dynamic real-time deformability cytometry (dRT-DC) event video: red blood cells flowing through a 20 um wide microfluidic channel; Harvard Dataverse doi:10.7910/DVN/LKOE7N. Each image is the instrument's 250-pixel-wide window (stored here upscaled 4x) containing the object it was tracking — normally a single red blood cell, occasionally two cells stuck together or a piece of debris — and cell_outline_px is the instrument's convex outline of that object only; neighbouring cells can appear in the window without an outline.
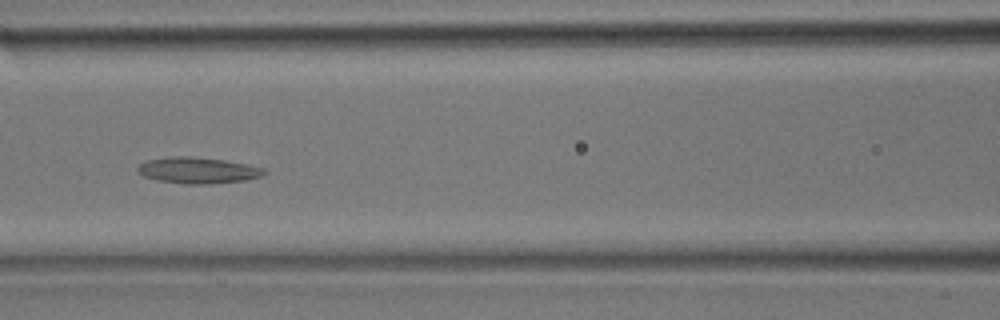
{"species": "common noctule bat (a hibernating species)", "species_latin": "Nyctalus noctula", "temperature_condition": "room temperature", "stored_images_in_passage": 35, "camera_frame_rate_fps": 3000, "um_per_image_px": 0.085, "animal": {"sex": "male", "body_mass_g": 17.9}, "frame": {"image": 1, "passage_image": 15, "time_ms": 4.667, "image_size_px": [1000, 320], "cell_outline_px": [[268, 172], [260, 176], [244, 180], [208, 184], [184, 184], [156, 180], [144, 176], [136, 172], [136, 168], [140, 164], [148, 160], [168, 156], [192, 156], [224, 160], [248, 164], [264, 168]], "centroid_in_image_um": [16.79, 14.47], "position_along_channel_um": 149.8, "area_um2": 19.42}}
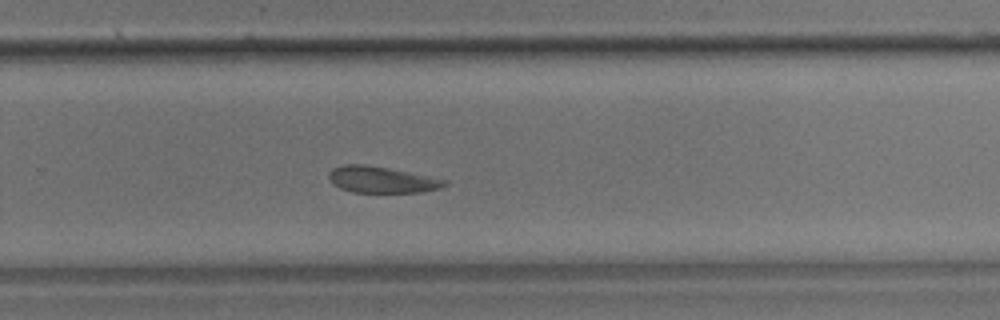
{"frame": {"image": 2, "passage_image": 23, "time_ms": 7.333, "image_size_px": [1000, 320], "cell_outline_px": [[448, 184], [440, 188], [420, 192], [352, 192], [340, 188], [332, 184], [328, 180], [328, 172], [332, 168], [344, 164], [364, 164], [388, 168], [448, 180]], "centroid_in_image_um": [32.39, 15.27], "position_along_channel_um": 297.4, "area_um2": 17.8}}
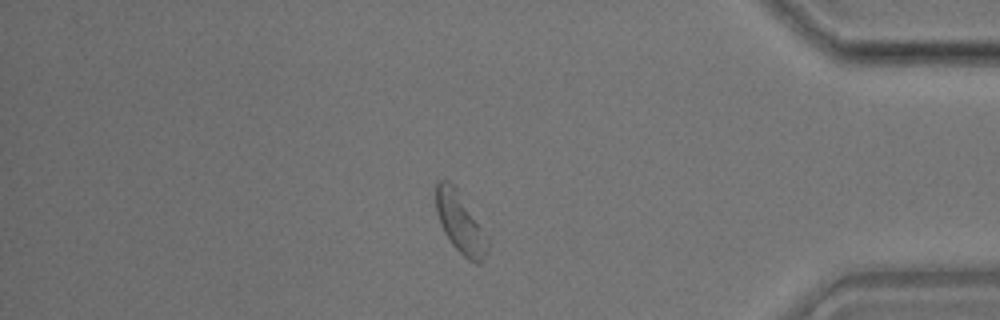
{"frame": {"image": 3, "passage_image": 30, "time_ms": 9.667, "image_size_px": [1000, 320], "cell_outline_px": [[488, 252], [480, 264], [476, 264], [468, 260], [452, 244], [444, 232], [440, 224], [436, 212], [436, 184], [440, 180], [448, 180], [456, 188], [488, 240]], "centroid_in_image_um": [39.09, 18.98], "position_along_channel_um": 396.1, "area_um2": 17.69}}